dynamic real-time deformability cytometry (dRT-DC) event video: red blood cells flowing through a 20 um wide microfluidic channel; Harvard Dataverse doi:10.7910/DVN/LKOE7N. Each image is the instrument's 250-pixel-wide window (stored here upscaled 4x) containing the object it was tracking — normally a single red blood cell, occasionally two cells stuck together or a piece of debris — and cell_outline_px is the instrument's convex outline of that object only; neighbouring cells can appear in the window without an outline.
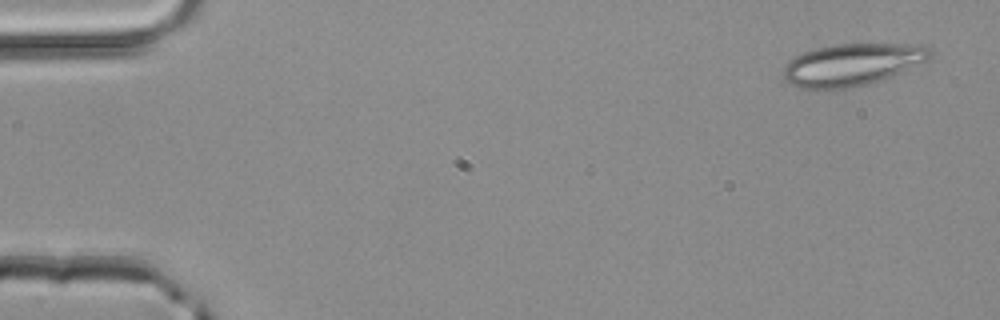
{"species": "common noctule bat (a hibernating species)", "species_latin": "Nyctalus noctula", "temperature_condition": "room temperature", "stored_images_in_passage": 4, "camera_frame_rate_fps": 3000, "um_per_image_px": 0.085, "animal": {"sex": "male", "body_mass_g": 20.4}, "frame": {"image": 1, "passage_image": 1, "time_ms": 0.0, "image_size_px": [1000, 320], "cell_outline_px": [[932, 56], [928, 60], [900, 72], [880, 80], [848, 88], [800, 88], [788, 84], [784, 80], [784, 64], [788, 60], [804, 52], [816, 48], [836, 44], [924, 44], [932, 52]], "centroid_in_image_um": [72.41, 5.47], "position_along_channel_um": 12.6, "area_um2": 35.78}}